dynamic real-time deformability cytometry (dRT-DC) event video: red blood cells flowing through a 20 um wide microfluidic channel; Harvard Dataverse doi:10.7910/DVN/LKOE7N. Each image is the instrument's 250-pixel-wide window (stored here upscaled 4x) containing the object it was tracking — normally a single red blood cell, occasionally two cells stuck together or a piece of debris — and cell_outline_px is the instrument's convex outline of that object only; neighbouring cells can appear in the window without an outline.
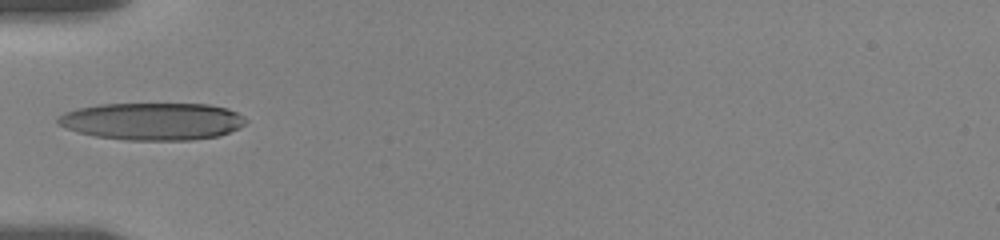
{"species": "human", "species_latin": "Homo sapiens", "temperature_condition": "room temperature", "stored_images_in_passage": 2, "camera_frame_rate_fps": 3000, "um_per_image_px": 0.085, "donor": {"sex": "female"}, "frame": {"image": 1, "passage_image": 1, "time_ms": 0.0, "image_size_px": [1000, 240], "cell_outline_px": [[248, 120], [240, 128], [216, 136], [192, 140], [128, 140], [96, 136], [80, 132], [56, 124], [56, 116], [64, 112], [80, 108], [100, 104], [208, 104], [228, 108], [244, 116]], "centroid_in_image_um": [12.97, 10.3], "position_along_channel_um": 72.0, "area_um2": 40.86}}